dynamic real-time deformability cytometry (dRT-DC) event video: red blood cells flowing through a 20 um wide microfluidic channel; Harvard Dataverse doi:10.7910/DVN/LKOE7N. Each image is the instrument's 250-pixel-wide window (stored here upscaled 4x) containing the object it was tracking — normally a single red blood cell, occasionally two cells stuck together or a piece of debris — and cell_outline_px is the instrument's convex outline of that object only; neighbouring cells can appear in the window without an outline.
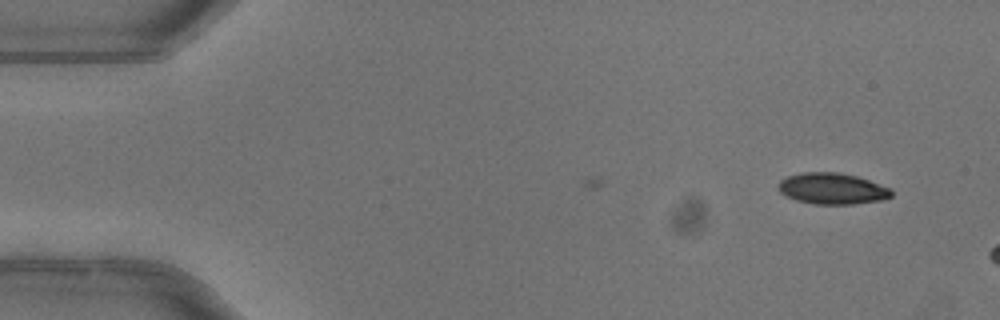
{"species": "common noctule bat (a hibernating species)", "species_latin": "Nyctalus noctula", "temperature_condition": "warm", "stored_images_in_passage": 4, "camera_frame_rate_fps": 3000, "um_per_image_px": 0.085, "animal": {"sex": "female"}, "frame": {"image": 1, "passage_image": 4, "time_ms": 1.0, "image_size_px": [1000, 320], "cell_outline_px": [[892, 196], [880, 200], [852, 204], [816, 204], [796, 200], [780, 192], [776, 188], [780, 180], [788, 176], [800, 172], [840, 172], [856, 176], [892, 188]], "centroid_in_image_um": [70.73, 16.02], "position_along_channel_um": 14.3, "area_um2": 20.58}}